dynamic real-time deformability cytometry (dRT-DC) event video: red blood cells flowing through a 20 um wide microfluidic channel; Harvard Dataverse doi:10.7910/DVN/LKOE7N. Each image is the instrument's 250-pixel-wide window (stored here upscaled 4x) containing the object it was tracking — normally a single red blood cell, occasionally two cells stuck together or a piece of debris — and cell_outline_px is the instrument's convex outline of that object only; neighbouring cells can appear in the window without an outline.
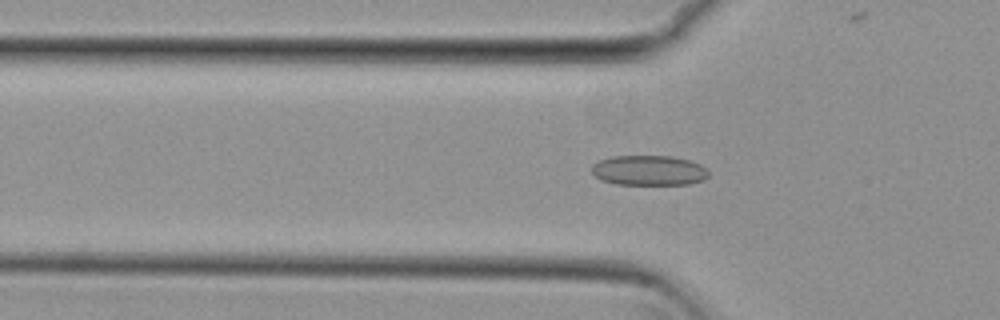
{"species": "common noctule bat (a hibernating species)", "species_latin": "Nyctalus noctula", "temperature_condition": "cold", "stored_images_in_passage": 19, "camera_frame_rate_fps": 3000, "um_per_image_px": 0.085, "animal": {"sex": "female", "body_mass_g": 29.2, "forearm_length_mm": 56.3}, "frame": {"image": 1, "passage_image": 16, "time_ms": 5.0, "image_size_px": [1000, 320], "cell_outline_px": [[708, 176], [704, 180], [688, 184], [616, 184], [600, 180], [592, 172], [592, 164], [600, 160], [612, 156], [672, 156], [688, 160], [700, 164], [708, 172]], "centroid_in_image_um": [55.14, 14.48], "position_along_channel_um": 70.7, "area_um2": 20.4}}